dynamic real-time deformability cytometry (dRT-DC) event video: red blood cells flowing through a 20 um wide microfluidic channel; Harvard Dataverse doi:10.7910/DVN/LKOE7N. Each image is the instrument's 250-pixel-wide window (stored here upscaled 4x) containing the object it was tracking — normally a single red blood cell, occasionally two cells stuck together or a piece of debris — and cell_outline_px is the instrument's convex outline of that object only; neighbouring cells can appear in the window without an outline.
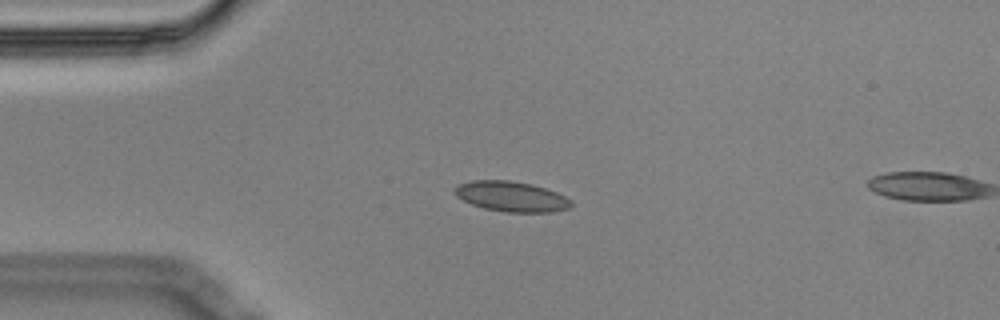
{"species": "Egyptian fruit bat (a non-hibernating species)", "species_latin": "Rousettus aegyptiacus", "temperature_condition": "cold", "stored_images_in_passage": 4, "camera_frame_rate_fps": 3000, "um_per_image_px": 0.085, "animal": {"sex": "male"}, "frame": {"image": 1, "passage_image": 3, "time_ms": 0.667, "image_size_px": [1000, 320], "cell_outline_px": [[572, 204], [568, 208], [552, 212], [504, 212], [484, 208], [472, 204], [456, 196], [452, 192], [452, 188], [460, 184], [472, 180], [508, 180], [532, 184], [556, 192], [572, 200]], "centroid_in_image_um": [43.44, 16.7], "position_along_channel_um": 41.6, "area_um2": 20.52}}